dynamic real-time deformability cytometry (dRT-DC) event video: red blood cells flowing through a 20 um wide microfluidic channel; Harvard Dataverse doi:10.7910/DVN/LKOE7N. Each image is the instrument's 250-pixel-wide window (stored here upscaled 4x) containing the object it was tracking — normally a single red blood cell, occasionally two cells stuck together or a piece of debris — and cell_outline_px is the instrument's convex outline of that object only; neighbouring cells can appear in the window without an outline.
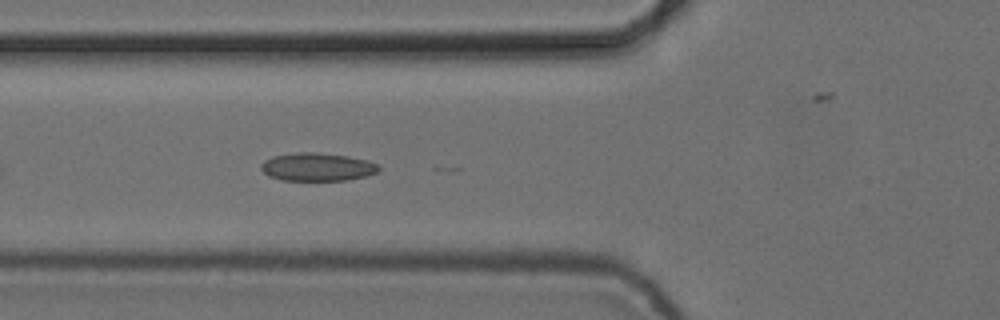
{"species": "common noctule bat (a hibernating species)", "species_latin": "Nyctalus noctula", "temperature_condition": "cold", "stored_images_in_passage": 7, "camera_frame_rate_fps": 3000, "um_per_image_px": 0.085, "animal": {"sex": "female", "body_mass_g": 24.6, "forearm_length_mm": 56.2}, "frame": {"image": 1, "passage_image": 7, "time_ms": 2.0, "image_size_px": [1000, 320], "cell_outline_px": [[380, 172], [364, 176], [344, 180], [284, 180], [268, 176], [260, 168], [260, 164], [264, 160], [272, 156], [296, 152], [316, 152], [348, 156], [368, 160], [380, 164]], "centroid_in_image_um": [26.98, 14.18], "position_along_channel_um": 98.8, "area_um2": 19.42}}